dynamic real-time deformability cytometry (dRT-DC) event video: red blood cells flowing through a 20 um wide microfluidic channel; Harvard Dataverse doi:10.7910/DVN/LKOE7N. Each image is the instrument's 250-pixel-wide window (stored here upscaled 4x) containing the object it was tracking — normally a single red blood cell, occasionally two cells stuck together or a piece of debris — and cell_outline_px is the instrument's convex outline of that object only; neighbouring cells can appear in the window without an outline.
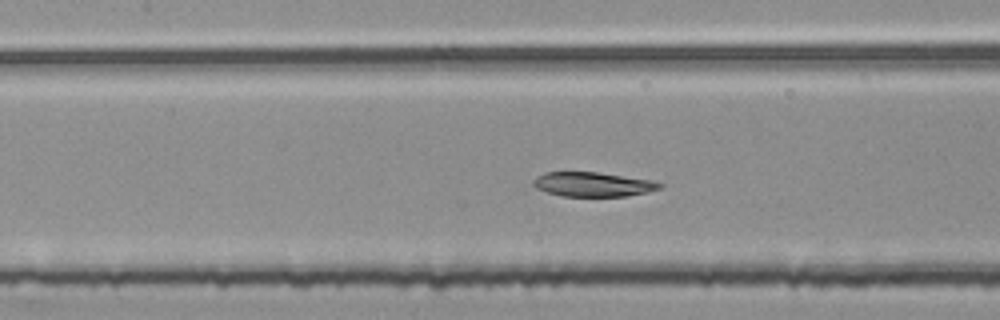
{"species": "common noctule bat (a hibernating species)", "species_latin": "Nyctalus noctula", "temperature_condition": "room temperature", "stored_images_in_passage": 49, "segment_of_instrument_passage": [2, 2], "camera_frame_rate_fps": 3000, "um_per_image_px": 0.085, "animal": {"sex": "female", "body_mass_g": 25.1}, "frame": {"image": 1, "passage_image": 20, "time_ms": 6.333, "image_size_px": [1000, 320], "cell_outline_px": [[664, 184], [660, 188], [648, 192], [628, 196], [560, 196], [536, 188], [532, 184], [532, 180], [536, 176], [544, 172], [596, 172], [648, 180]], "centroid_in_image_um": [50.34, 15.67], "position_along_channel_um": 157.1, "area_um2": 17.86}}
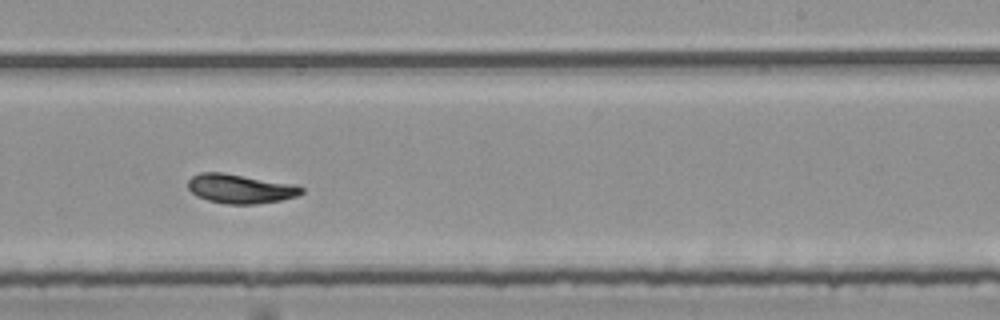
{"frame": {"image": 2, "passage_image": 29, "time_ms": 9.333, "image_size_px": [1000, 320], "cell_outline_px": [[304, 192], [296, 196], [280, 200], [256, 204], [224, 204], [208, 200], [196, 196], [188, 188], [188, 180], [192, 176], [200, 172], [224, 172], [296, 184], [304, 188]], "centroid_in_image_um": [20.43, 16.03], "position_along_channel_um": 268.6, "area_um2": 19.54}}
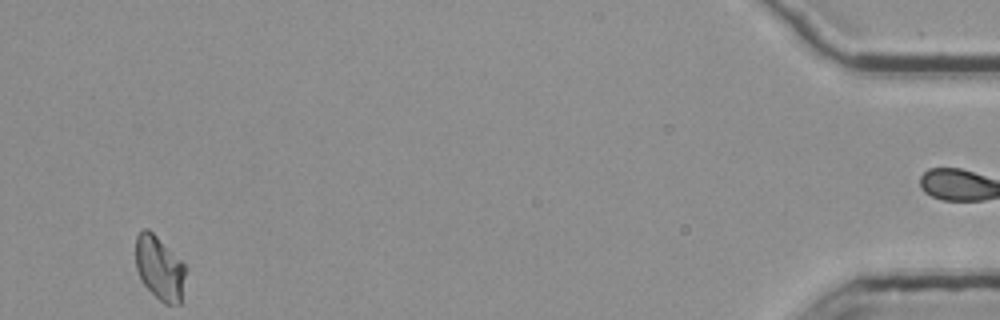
{"frame": {"image": 3, "passage_image": 48, "time_ms": 15.667, "image_size_px": [1000, 320], "cell_outline_px": [[184, 276], [180, 304], [164, 304], [144, 284], [136, 268], [136, 236], [144, 228], [148, 228], [184, 264]], "centroid_in_image_um": [13.53, 22.77], "position_along_channel_um": 421.7, "area_um2": 17.98}}